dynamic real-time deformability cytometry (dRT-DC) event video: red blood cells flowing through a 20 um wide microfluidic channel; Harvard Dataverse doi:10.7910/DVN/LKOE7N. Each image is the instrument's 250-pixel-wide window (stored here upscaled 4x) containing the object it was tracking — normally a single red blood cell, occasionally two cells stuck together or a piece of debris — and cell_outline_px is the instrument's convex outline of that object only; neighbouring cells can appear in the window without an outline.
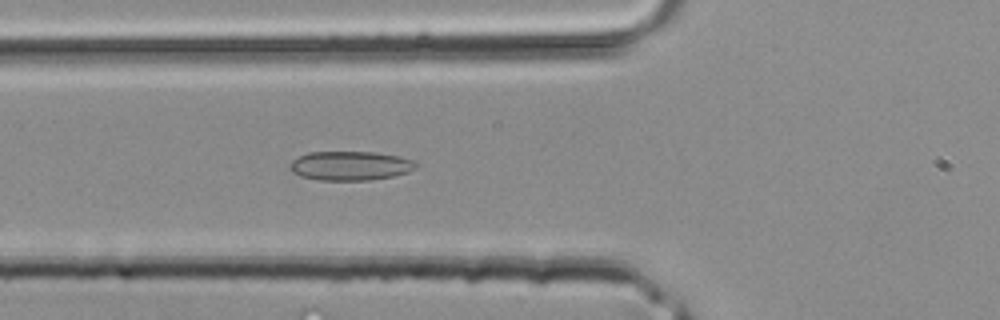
{"species": "common noctule bat (a hibernating species)", "species_latin": "Nyctalus noctula", "temperature_condition": "room temperature", "stored_images_in_passage": 23, "camera_frame_rate_fps": 3000, "um_per_image_px": 0.085, "animal": {"sex": "male", "body_mass_g": 20.4}, "frame": {"image": 1, "passage_image": 5, "time_ms": 1.333, "image_size_px": [1000, 320], "cell_outline_px": [[416, 168], [408, 172], [392, 176], [368, 180], [320, 180], [300, 176], [292, 172], [288, 168], [288, 164], [292, 160], [308, 152], [376, 152], [400, 156], [412, 160], [416, 164]], "centroid_in_image_um": [29.74, 14.08], "position_along_channel_um": 96.1, "area_um2": 21.44}}
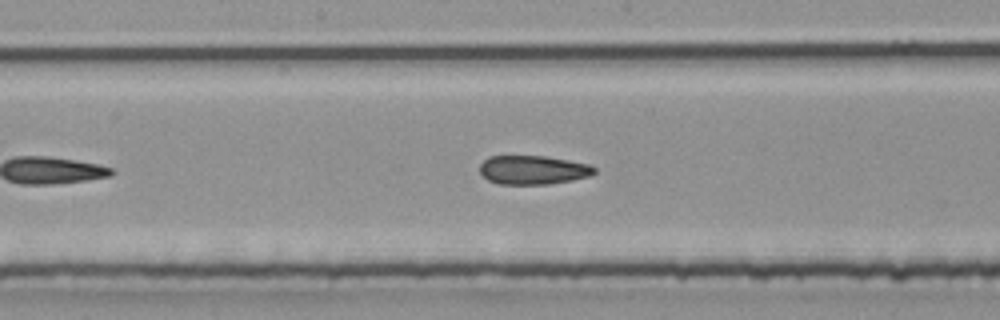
{"frame": {"image": 2, "passage_image": 11, "time_ms": 3.333, "image_size_px": [1000, 320], "cell_outline_px": [[596, 172], [588, 176], [572, 180], [548, 184], [500, 184], [488, 180], [480, 172], [480, 164], [488, 156], [548, 156], [588, 164], [596, 168]], "centroid_in_image_um": [45.3, 14.44], "position_along_channel_um": 202.9, "area_um2": 19.25}}
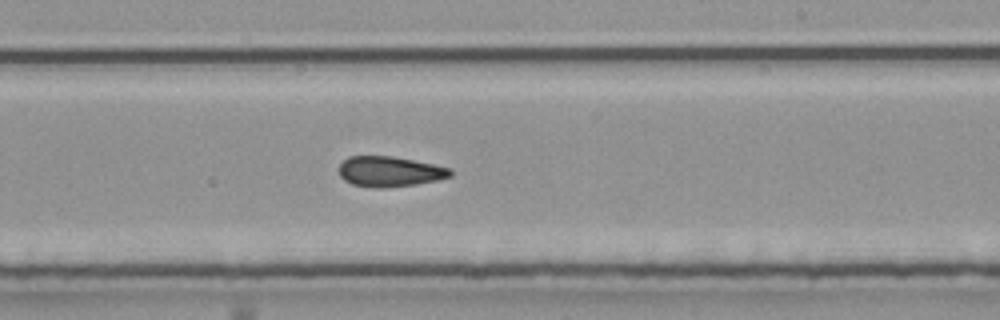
{"frame": {"image": 3, "passage_image": 14, "time_ms": 4.333, "image_size_px": [1000, 320], "cell_outline_px": [[452, 176], [436, 180], [416, 184], [384, 188], [376, 188], [352, 184], [344, 180], [340, 176], [340, 164], [348, 156], [392, 156], [452, 168]], "centroid_in_image_um": [33.12, 14.58], "position_along_channel_um": 255.9, "area_um2": 19.59}}